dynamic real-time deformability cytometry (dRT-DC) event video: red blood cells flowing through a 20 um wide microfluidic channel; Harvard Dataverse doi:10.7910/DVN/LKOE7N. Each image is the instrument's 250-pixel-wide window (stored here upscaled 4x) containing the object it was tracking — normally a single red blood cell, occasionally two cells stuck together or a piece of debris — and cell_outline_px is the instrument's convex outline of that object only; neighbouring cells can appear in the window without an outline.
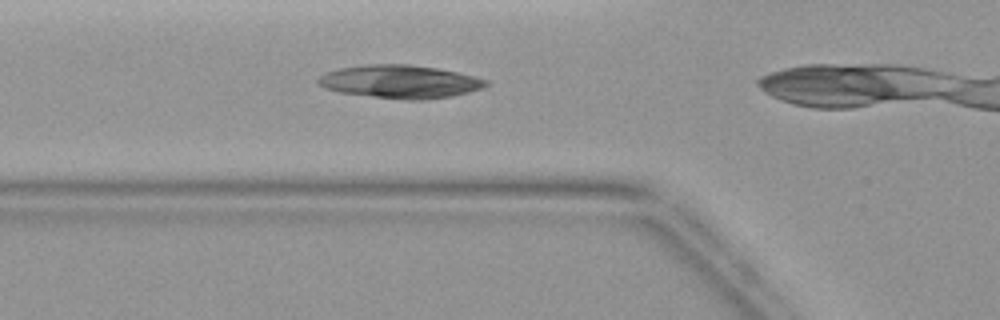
{"species": "common noctule bat (a hibernating species)", "species_latin": "Nyctalus noctula", "temperature_condition": "warm", "stored_images_in_passage": 4, "camera_frame_rate_fps": 3000, "um_per_image_px": 0.085, "animal": {"sex": "female", "body_mass_g": 19.9}, "frame": {"image": 1, "passage_image": 2, "time_ms": 1.333, "image_size_px": [1000, 320], "cell_outline_px": [[492, 84], [468, 92], [452, 96], [424, 100], [408, 100], [372, 96], [340, 92], [324, 88], [316, 84], [316, 80], [320, 76], [336, 68], [368, 64], [408, 64], [436, 68], [476, 76], [488, 80]], "centroid_in_image_um": [34.0, 6.93], "position_along_channel_um": 91.8, "area_um2": 32.48}}